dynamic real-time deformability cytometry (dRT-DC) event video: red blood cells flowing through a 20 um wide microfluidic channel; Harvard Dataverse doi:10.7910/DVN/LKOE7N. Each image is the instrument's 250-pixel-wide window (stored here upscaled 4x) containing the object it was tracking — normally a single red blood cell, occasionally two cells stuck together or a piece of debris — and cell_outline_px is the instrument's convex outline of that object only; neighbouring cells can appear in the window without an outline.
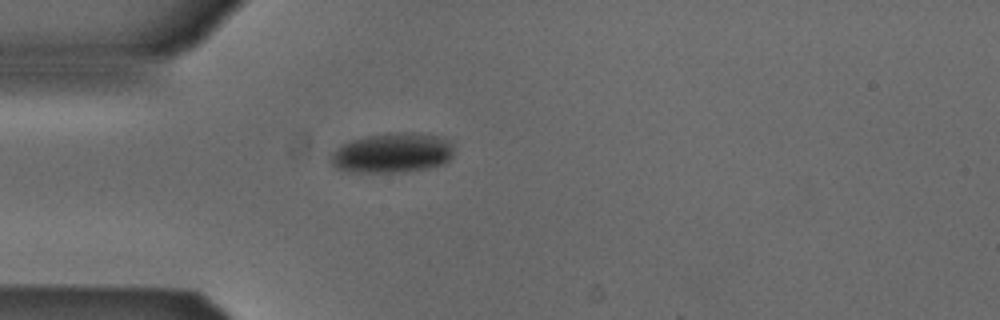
{"species": "Egyptian fruit bat (a non-hibernating species)", "species_latin": "Rousettus aegyptiacus", "temperature_condition": "cold", "stored_images_in_passage": 1, "camera_frame_rate_fps": 3000, "um_per_image_px": 0.085, "animal": {"sex": "male"}, "frame": {"image": 1, "passage_image": 1, "time_ms": 0.0, "image_size_px": [1000, 320], "cell_outline_px": [[452, 156], [444, 164], [428, 168], [404, 172], [344, 172], [336, 168], [332, 164], [332, 152], [336, 148], [352, 140], [368, 136], [388, 132], [412, 132], [444, 136], [452, 140]], "centroid_in_image_um": [33.39, 12.99], "position_along_channel_um": 51.6, "area_um2": 28.96}}